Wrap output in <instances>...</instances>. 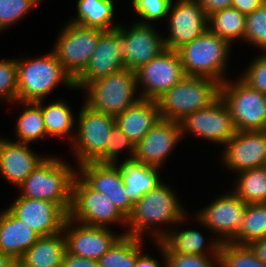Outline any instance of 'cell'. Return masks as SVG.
Here are the masks:
<instances>
[{
  "instance_id": "cell-2",
  "label": "cell",
  "mask_w": 266,
  "mask_h": 267,
  "mask_svg": "<svg viewBox=\"0 0 266 267\" xmlns=\"http://www.w3.org/2000/svg\"><path fill=\"white\" fill-rule=\"evenodd\" d=\"M76 174L65 162L45 158L19 186L23 191L21 197L54 202L69 214Z\"/></svg>"
},
{
  "instance_id": "cell-4",
  "label": "cell",
  "mask_w": 266,
  "mask_h": 267,
  "mask_svg": "<svg viewBox=\"0 0 266 267\" xmlns=\"http://www.w3.org/2000/svg\"><path fill=\"white\" fill-rule=\"evenodd\" d=\"M230 45L207 28L202 35L181 46L177 52L186 76L205 77L224 83L222 74Z\"/></svg>"
},
{
  "instance_id": "cell-5",
  "label": "cell",
  "mask_w": 266,
  "mask_h": 267,
  "mask_svg": "<svg viewBox=\"0 0 266 267\" xmlns=\"http://www.w3.org/2000/svg\"><path fill=\"white\" fill-rule=\"evenodd\" d=\"M137 85L136 72L125 68L87 84L85 104L116 117L141 99L134 98Z\"/></svg>"
},
{
  "instance_id": "cell-1",
  "label": "cell",
  "mask_w": 266,
  "mask_h": 267,
  "mask_svg": "<svg viewBox=\"0 0 266 267\" xmlns=\"http://www.w3.org/2000/svg\"><path fill=\"white\" fill-rule=\"evenodd\" d=\"M220 86L214 79L185 76L157 100L161 118L181 122L215 102L220 97Z\"/></svg>"
},
{
  "instance_id": "cell-44",
  "label": "cell",
  "mask_w": 266,
  "mask_h": 267,
  "mask_svg": "<svg viewBox=\"0 0 266 267\" xmlns=\"http://www.w3.org/2000/svg\"><path fill=\"white\" fill-rule=\"evenodd\" d=\"M207 16L225 8L232 7V0H196Z\"/></svg>"
},
{
  "instance_id": "cell-40",
  "label": "cell",
  "mask_w": 266,
  "mask_h": 267,
  "mask_svg": "<svg viewBox=\"0 0 266 267\" xmlns=\"http://www.w3.org/2000/svg\"><path fill=\"white\" fill-rule=\"evenodd\" d=\"M136 13L145 21L140 23L149 24L150 20H158L169 14L172 0H133Z\"/></svg>"
},
{
  "instance_id": "cell-33",
  "label": "cell",
  "mask_w": 266,
  "mask_h": 267,
  "mask_svg": "<svg viewBox=\"0 0 266 267\" xmlns=\"http://www.w3.org/2000/svg\"><path fill=\"white\" fill-rule=\"evenodd\" d=\"M234 193L245 203H266V168L256 167L240 172Z\"/></svg>"
},
{
  "instance_id": "cell-42",
  "label": "cell",
  "mask_w": 266,
  "mask_h": 267,
  "mask_svg": "<svg viewBox=\"0 0 266 267\" xmlns=\"http://www.w3.org/2000/svg\"><path fill=\"white\" fill-rule=\"evenodd\" d=\"M161 247L163 256H165V267H213L208 256L196 255H176L174 253H165L164 247Z\"/></svg>"
},
{
  "instance_id": "cell-19",
  "label": "cell",
  "mask_w": 266,
  "mask_h": 267,
  "mask_svg": "<svg viewBox=\"0 0 266 267\" xmlns=\"http://www.w3.org/2000/svg\"><path fill=\"white\" fill-rule=\"evenodd\" d=\"M181 136L183 135L180 122L161 118L135 145L133 160L159 167Z\"/></svg>"
},
{
  "instance_id": "cell-29",
  "label": "cell",
  "mask_w": 266,
  "mask_h": 267,
  "mask_svg": "<svg viewBox=\"0 0 266 267\" xmlns=\"http://www.w3.org/2000/svg\"><path fill=\"white\" fill-rule=\"evenodd\" d=\"M152 232L156 234L154 236L157 237L158 244L164 247L165 253L206 256L203 252L204 238L196 230L188 229L179 233L172 231L169 234L164 231L157 233L158 231L153 230Z\"/></svg>"
},
{
  "instance_id": "cell-34",
  "label": "cell",
  "mask_w": 266,
  "mask_h": 267,
  "mask_svg": "<svg viewBox=\"0 0 266 267\" xmlns=\"http://www.w3.org/2000/svg\"><path fill=\"white\" fill-rule=\"evenodd\" d=\"M41 102L42 100L35 103L41 108L47 135L66 136L76 121L69 106L66 102L56 101L45 107Z\"/></svg>"
},
{
  "instance_id": "cell-17",
  "label": "cell",
  "mask_w": 266,
  "mask_h": 267,
  "mask_svg": "<svg viewBox=\"0 0 266 267\" xmlns=\"http://www.w3.org/2000/svg\"><path fill=\"white\" fill-rule=\"evenodd\" d=\"M8 208L40 236L62 232L68 217V214L56 203L41 199L20 196Z\"/></svg>"
},
{
  "instance_id": "cell-47",
  "label": "cell",
  "mask_w": 266,
  "mask_h": 267,
  "mask_svg": "<svg viewBox=\"0 0 266 267\" xmlns=\"http://www.w3.org/2000/svg\"><path fill=\"white\" fill-rule=\"evenodd\" d=\"M135 267H160L157 260L152 259L149 255L139 254Z\"/></svg>"
},
{
  "instance_id": "cell-21",
  "label": "cell",
  "mask_w": 266,
  "mask_h": 267,
  "mask_svg": "<svg viewBox=\"0 0 266 267\" xmlns=\"http://www.w3.org/2000/svg\"><path fill=\"white\" fill-rule=\"evenodd\" d=\"M224 161L230 169L243 172L264 166L266 158V130L237 131L226 143Z\"/></svg>"
},
{
  "instance_id": "cell-24",
  "label": "cell",
  "mask_w": 266,
  "mask_h": 267,
  "mask_svg": "<svg viewBox=\"0 0 266 267\" xmlns=\"http://www.w3.org/2000/svg\"><path fill=\"white\" fill-rule=\"evenodd\" d=\"M161 119L156 100L140 99L115 117L116 125L136 145Z\"/></svg>"
},
{
  "instance_id": "cell-13",
  "label": "cell",
  "mask_w": 266,
  "mask_h": 267,
  "mask_svg": "<svg viewBox=\"0 0 266 267\" xmlns=\"http://www.w3.org/2000/svg\"><path fill=\"white\" fill-rule=\"evenodd\" d=\"M122 54L123 40L120 31L117 28L104 31L99 37L88 66L74 80L75 88L85 87L93 81L125 69Z\"/></svg>"
},
{
  "instance_id": "cell-28",
  "label": "cell",
  "mask_w": 266,
  "mask_h": 267,
  "mask_svg": "<svg viewBox=\"0 0 266 267\" xmlns=\"http://www.w3.org/2000/svg\"><path fill=\"white\" fill-rule=\"evenodd\" d=\"M210 249L221 267H266L249 245L222 242L219 239Z\"/></svg>"
},
{
  "instance_id": "cell-45",
  "label": "cell",
  "mask_w": 266,
  "mask_h": 267,
  "mask_svg": "<svg viewBox=\"0 0 266 267\" xmlns=\"http://www.w3.org/2000/svg\"><path fill=\"white\" fill-rule=\"evenodd\" d=\"M266 0H232V7L245 15L259 8Z\"/></svg>"
},
{
  "instance_id": "cell-18",
  "label": "cell",
  "mask_w": 266,
  "mask_h": 267,
  "mask_svg": "<svg viewBox=\"0 0 266 267\" xmlns=\"http://www.w3.org/2000/svg\"><path fill=\"white\" fill-rule=\"evenodd\" d=\"M72 223L74 221L67 217L63 226V233H67L64 235L66 251L82 258L99 260L121 237L115 236L108 227L80 224L70 230Z\"/></svg>"
},
{
  "instance_id": "cell-3",
  "label": "cell",
  "mask_w": 266,
  "mask_h": 267,
  "mask_svg": "<svg viewBox=\"0 0 266 267\" xmlns=\"http://www.w3.org/2000/svg\"><path fill=\"white\" fill-rule=\"evenodd\" d=\"M17 74V101L21 103L43 101L60 82L75 88L74 80L54 52L32 60L17 61Z\"/></svg>"
},
{
  "instance_id": "cell-25",
  "label": "cell",
  "mask_w": 266,
  "mask_h": 267,
  "mask_svg": "<svg viewBox=\"0 0 266 267\" xmlns=\"http://www.w3.org/2000/svg\"><path fill=\"white\" fill-rule=\"evenodd\" d=\"M120 174L130 201L135 205L141 197L161 183L158 167L135 160H125L119 165Z\"/></svg>"
},
{
  "instance_id": "cell-16",
  "label": "cell",
  "mask_w": 266,
  "mask_h": 267,
  "mask_svg": "<svg viewBox=\"0 0 266 267\" xmlns=\"http://www.w3.org/2000/svg\"><path fill=\"white\" fill-rule=\"evenodd\" d=\"M170 14V36L165 40L166 49L178 50L184 44L202 35L208 28V16L196 0H178ZM173 7V8H172Z\"/></svg>"
},
{
  "instance_id": "cell-8",
  "label": "cell",
  "mask_w": 266,
  "mask_h": 267,
  "mask_svg": "<svg viewBox=\"0 0 266 267\" xmlns=\"http://www.w3.org/2000/svg\"><path fill=\"white\" fill-rule=\"evenodd\" d=\"M77 175L72 184V203L68 214L70 219L97 227H107V224L115 222L127 223V218L106 195L91 188Z\"/></svg>"
},
{
  "instance_id": "cell-41",
  "label": "cell",
  "mask_w": 266,
  "mask_h": 267,
  "mask_svg": "<svg viewBox=\"0 0 266 267\" xmlns=\"http://www.w3.org/2000/svg\"><path fill=\"white\" fill-rule=\"evenodd\" d=\"M252 62L241 79L251 88L266 94V53Z\"/></svg>"
},
{
  "instance_id": "cell-30",
  "label": "cell",
  "mask_w": 266,
  "mask_h": 267,
  "mask_svg": "<svg viewBox=\"0 0 266 267\" xmlns=\"http://www.w3.org/2000/svg\"><path fill=\"white\" fill-rule=\"evenodd\" d=\"M266 237V203L247 204L240 229L229 241L238 245H250Z\"/></svg>"
},
{
  "instance_id": "cell-36",
  "label": "cell",
  "mask_w": 266,
  "mask_h": 267,
  "mask_svg": "<svg viewBox=\"0 0 266 267\" xmlns=\"http://www.w3.org/2000/svg\"><path fill=\"white\" fill-rule=\"evenodd\" d=\"M244 39L266 51V1L246 15Z\"/></svg>"
},
{
  "instance_id": "cell-10",
  "label": "cell",
  "mask_w": 266,
  "mask_h": 267,
  "mask_svg": "<svg viewBox=\"0 0 266 267\" xmlns=\"http://www.w3.org/2000/svg\"><path fill=\"white\" fill-rule=\"evenodd\" d=\"M78 122L74 150L79 165L97 162L105 154L109 132L116 124L115 117L95 111L85 104L79 113Z\"/></svg>"
},
{
  "instance_id": "cell-23",
  "label": "cell",
  "mask_w": 266,
  "mask_h": 267,
  "mask_svg": "<svg viewBox=\"0 0 266 267\" xmlns=\"http://www.w3.org/2000/svg\"><path fill=\"white\" fill-rule=\"evenodd\" d=\"M41 236L27 226L9 208L0 214V252L16 261Z\"/></svg>"
},
{
  "instance_id": "cell-38",
  "label": "cell",
  "mask_w": 266,
  "mask_h": 267,
  "mask_svg": "<svg viewBox=\"0 0 266 267\" xmlns=\"http://www.w3.org/2000/svg\"><path fill=\"white\" fill-rule=\"evenodd\" d=\"M40 0H0V30L13 24Z\"/></svg>"
},
{
  "instance_id": "cell-20",
  "label": "cell",
  "mask_w": 266,
  "mask_h": 267,
  "mask_svg": "<svg viewBox=\"0 0 266 267\" xmlns=\"http://www.w3.org/2000/svg\"><path fill=\"white\" fill-rule=\"evenodd\" d=\"M247 203L234 192L217 198L198 214V220L229 242L240 229ZM222 234V235H221Z\"/></svg>"
},
{
  "instance_id": "cell-12",
  "label": "cell",
  "mask_w": 266,
  "mask_h": 267,
  "mask_svg": "<svg viewBox=\"0 0 266 267\" xmlns=\"http://www.w3.org/2000/svg\"><path fill=\"white\" fill-rule=\"evenodd\" d=\"M180 126L182 134L186 128L206 140L224 144L237 133L230 110L221 97L210 106L186 116Z\"/></svg>"
},
{
  "instance_id": "cell-11",
  "label": "cell",
  "mask_w": 266,
  "mask_h": 267,
  "mask_svg": "<svg viewBox=\"0 0 266 267\" xmlns=\"http://www.w3.org/2000/svg\"><path fill=\"white\" fill-rule=\"evenodd\" d=\"M136 72L137 83L143 84L141 99L158 100L186 74L177 50H164Z\"/></svg>"
},
{
  "instance_id": "cell-6",
  "label": "cell",
  "mask_w": 266,
  "mask_h": 267,
  "mask_svg": "<svg viewBox=\"0 0 266 267\" xmlns=\"http://www.w3.org/2000/svg\"><path fill=\"white\" fill-rule=\"evenodd\" d=\"M184 214L175 193L161 182L134 205L131 215L127 218L131 231L125 234L141 238L143 230L151 224L178 223L186 217Z\"/></svg>"
},
{
  "instance_id": "cell-32",
  "label": "cell",
  "mask_w": 266,
  "mask_h": 267,
  "mask_svg": "<svg viewBox=\"0 0 266 267\" xmlns=\"http://www.w3.org/2000/svg\"><path fill=\"white\" fill-rule=\"evenodd\" d=\"M141 238L127 234L121 237L98 260L99 267H135L141 252Z\"/></svg>"
},
{
  "instance_id": "cell-7",
  "label": "cell",
  "mask_w": 266,
  "mask_h": 267,
  "mask_svg": "<svg viewBox=\"0 0 266 267\" xmlns=\"http://www.w3.org/2000/svg\"><path fill=\"white\" fill-rule=\"evenodd\" d=\"M220 97L227 104L237 131L265 130L266 94L239 79L234 85L225 80Z\"/></svg>"
},
{
  "instance_id": "cell-48",
  "label": "cell",
  "mask_w": 266,
  "mask_h": 267,
  "mask_svg": "<svg viewBox=\"0 0 266 267\" xmlns=\"http://www.w3.org/2000/svg\"><path fill=\"white\" fill-rule=\"evenodd\" d=\"M16 260L0 252V267H15Z\"/></svg>"
},
{
  "instance_id": "cell-9",
  "label": "cell",
  "mask_w": 266,
  "mask_h": 267,
  "mask_svg": "<svg viewBox=\"0 0 266 267\" xmlns=\"http://www.w3.org/2000/svg\"><path fill=\"white\" fill-rule=\"evenodd\" d=\"M103 30L69 23L53 50L64 70L75 80L88 66Z\"/></svg>"
},
{
  "instance_id": "cell-22",
  "label": "cell",
  "mask_w": 266,
  "mask_h": 267,
  "mask_svg": "<svg viewBox=\"0 0 266 267\" xmlns=\"http://www.w3.org/2000/svg\"><path fill=\"white\" fill-rule=\"evenodd\" d=\"M34 154L27 143L0 139V173L20 186L45 158Z\"/></svg>"
},
{
  "instance_id": "cell-26",
  "label": "cell",
  "mask_w": 266,
  "mask_h": 267,
  "mask_svg": "<svg viewBox=\"0 0 266 267\" xmlns=\"http://www.w3.org/2000/svg\"><path fill=\"white\" fill-rule=\"evenodd\" d=\"M65 252L66 241L62 231L54 235L41 236L19 261L28 267H62Z\"/></svg>"
},
{
  "instance_id": "cell-43",
  "label": "cell",
  "mask_w": 266,
  "mask_h": 267,
  "mask_svg": "<svg viewBox=\"0 0 266 267\" xmlns=\"http://www.w3.org/2000/svg\"><path fill=\"white\" fill-rule=\"evenodd\" d=\"M62 267H99L98 260L82 258L67 251L64 254Z\"/></svg>"
},
{
  "instance_id": "cell-37",
  "label": "cell",
  "mask_w": 266,
  "mask_h": 267,
  "mask_svg": "<svg viewBox=\"0 0 266 267\" xmlns=\"http://www.w3.org/2000/svg\"><path fill=\"white\" fill-rule=\"evenodd\" d=\"M129 148L131 158L126 160H133L135 145L131 142L128 136L115 124L109 132V139L106 145L105 154L97 161L98 163L116 164L118 153L121 149Z\"/></svg>"
},
{
  "instance_id": "cell-46",
  "label": "cell",
  "mask_w": 266,
  "mask_h": 267,
  "mask_svg": "<svg viewBox=\"0 0 266 267\" xmlns=\"http://www.w3.org/2000/svg\"><path fill=\"white\" fill-rule=\"evenodd\" d=\"M261 262L266 265V237L249 245Z\"/></svg>"
},
{
  "instance_id": "cell-35",
  "label": "cell",
  "mask_w": 266,
  "mask_h": 267,
  "mask_svg": "<svg viewBox=\"0 0 266 267\" xmlns=\"http://www.w3.org/2000/svg\"><path fill=\"white\" fill-rule=\"evenodd\" d=\"M26 110L16 123V135L20 142L29 143L47 135L41 108L35 102L24 103Z\"/></svg>"
},
{
  "instance_id": "cell-15",
  "label": "cell",
  "mask_w": 266,
  "mask_h": 267,
  "mask_svg": "<svg viewBox=\"0 0 266 267\" xmlns=\"http://www.w3.org/2000/svg\"><path fill=\"white\" fill-rule=\"evenodd\" d=\"M82 179L94 190L104 194L128 218L134 208L126 192L120 168L111 163L87 162L79 165Z\"/></svg>"
},
{
  "instance_id": "cell-31",
  "label": "cell",
  "mask_w": 266,
  "mask_h": 267,
  "mask_svg": "<svg viewBox=\"0 0 266 267\" xmlns=\"http://www.w3.org/2000/svg\"><path fill=\"white\" fill-rule=\"evenodd\" d=\"M211 23V24H210ZM208 28L231 44L236 38H243L246 30V15L236 8L218 10L208 16Z\"/></svg>"
},
{
  "instance_id": "cell-27",
  "label": "cell",
  "mask_w": 266,
  "mask_h": 267,
  "mask_svg": "<svg viewBox=\"0 0 266 267\" xmlns=\"http://www.w3.org/2000/svg\"><path fill=\"white\" fill-rule=\"evenodd\" d=\"M77 19L72 23L85 27L98 28L103 31L116 29L119 25L111 26L114 3L113 0H78Z\"/></svg>"
},
{
  "instance_id": "cell-14",
  "label": "cell",
  "mask_w": 266,
  "mask_h": 267,
  "mask_svg": "<svg viewBox=\"0 0 266 267\" xmlns=\"http://www.w3.org/2000/svg\"><path fill=\"white\" fill-rule=\"evenodd\" d=\"M150 25L138 22L130 30L121 25L117 27L123 40L122 58L126 69L137 71L166 50L165 40Z\"/></svg>"
},
{
  "instance_id": "cell-49",
  "label": "cell",
  "mask_w": 266,
  "mask_h": 267,
  "mask_svg": "<svg viewBox=\"0 0 266 267\" xmlns=\"http://www.w3.org/2000/svg\"><path fill=\"white\" fill-rule=\"evenodd\" d=\"M15 267H28V266H24L19 260H17Z\"/></svg>"
},
{
  "instance_id": "cell-39",
  "label": "cell",
  "mask_w": 266,
  "mask_h": 267,
  "mask_svg": "<svg viewBox=\"0 0 266 267\" xmlns=\"http://www.w3.org/2000/svg\"><path fill=\"white\" fill-rule=\"evenodd\" d=\"M17 60H0V98L17 102Z\"/></svg>"
}]
</instances>
